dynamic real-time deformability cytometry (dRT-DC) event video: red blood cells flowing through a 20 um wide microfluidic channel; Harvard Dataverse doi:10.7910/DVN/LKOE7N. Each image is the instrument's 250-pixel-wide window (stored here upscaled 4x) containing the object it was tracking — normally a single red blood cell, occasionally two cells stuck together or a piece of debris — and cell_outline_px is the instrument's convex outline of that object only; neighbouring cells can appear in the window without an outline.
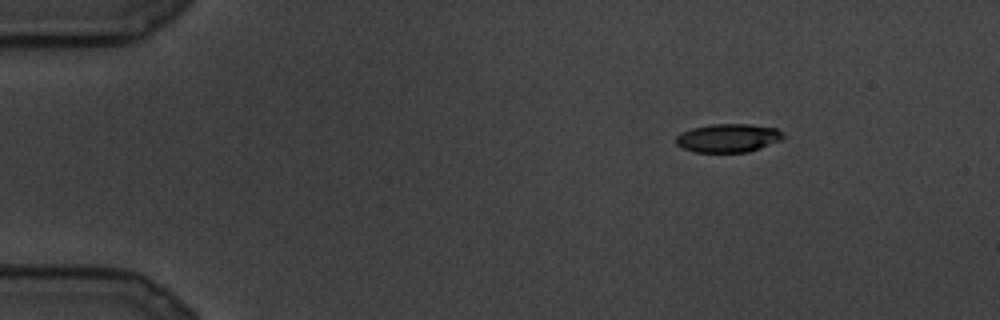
{"species": "common noctule bat (a hibernating species)", "species_latin": "Nyctalus noctula", "temperature_condition": "cold", "stored_images_in_passage": 10, "camera_frame_rate_fps": 3000, "um_per_image_px": 0.085, "animal": {"sex": "male", "body_mass_g": 19.5, "forearm_length_mm": 54.6}, "frame": {"image": 1, "passage_image": 1, "time_ms": 0.0, "image_size_px": [1000, 320], "cell_outline_px": [[788, 136], [784, 140], [748, 152], [696, 152], [684, 148], [676, 144], [676, 136], [680, 132], [692, 128], [712, 124], [748, 124], [776, 128], [784, 132]], "centroid_in_image_um": [61.96, 11.73], "position_along_channel_um": 23.0, "area_um2": 18.03}}
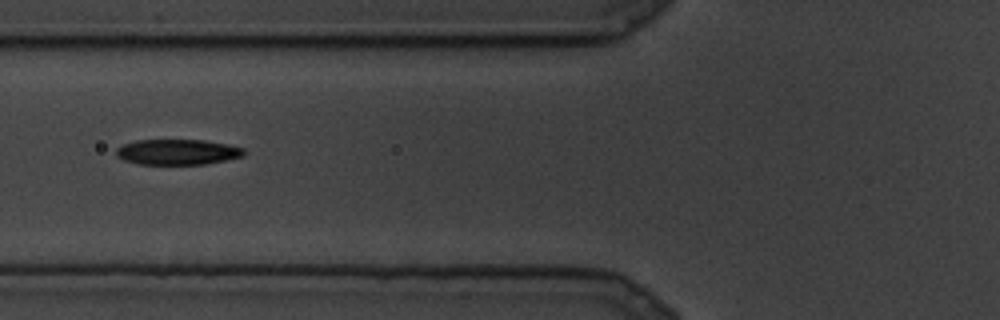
{"frame": {"image": 2, "passage_image": 7, "time_ms": 2.0, "image_size_px": [1000, 320], "cell_outline_px": [[244, 156], [228, 160], [204, 164], [140, 164], [124, 160], [116, 156], [116, 148], [124, 144], [136, 140], [204, 140], [228, 144], [244, 148]], "centroid_in_image_um": [15.1, 12.92], "position_along_channel_um": 110.7, "area_um2": 19.02}}
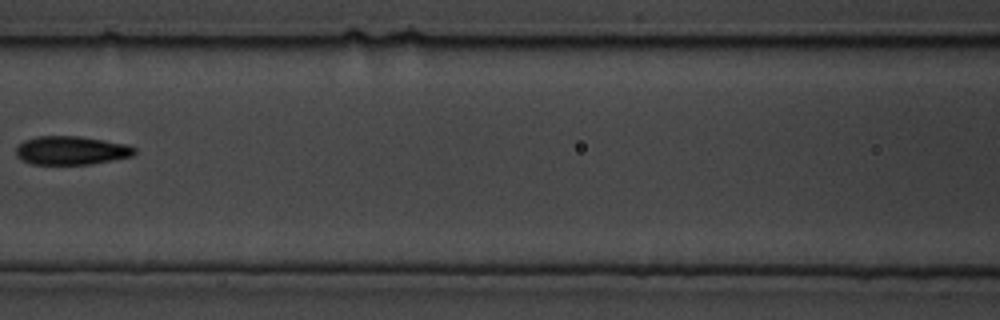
{"frame": {"image": 3, "passage_image": 9, "time_ms": 2.667, "image_size_px": [1000, 320], "cell_outline_px": [[136, 152], [132, 156], [92, 164], [32, 164], [20, 160], [16, 156], [16, 148], [24, 140], [36, 136], [80, 136], [128, 144], [136, 148]], "centroid_in_image_um": [6.05, 12.78], "position_along_channel_um": 160.5, "area_um2": 19.88}}